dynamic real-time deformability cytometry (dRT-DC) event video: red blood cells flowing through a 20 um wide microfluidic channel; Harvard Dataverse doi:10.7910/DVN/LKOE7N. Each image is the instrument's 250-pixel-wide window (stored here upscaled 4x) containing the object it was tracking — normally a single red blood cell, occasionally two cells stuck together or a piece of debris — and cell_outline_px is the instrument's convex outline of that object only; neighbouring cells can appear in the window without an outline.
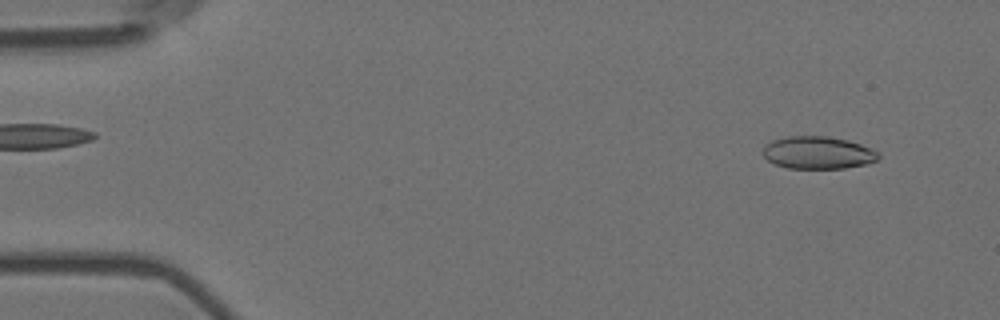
{"species": "Egyptian fruit bat (a non-hibernating species)", "species_latin": "Rousettus aegyptiacus", "temperature_condition": "room temperature", "stored_images_in_passage": 4, "camera_frame_rate_fps": 3000, "um_per_image_px": 0.085, "animal": {"sex": "female"}, "frame": {"image": 1, "passage_image": 1, "time_ms": 0.0, "image_size_px": [1000, 320], "cell_outline_px": [[880, 156], [876, 160], [864, 164], [844, 168], [788, 168], [776, 164], [768, 160], [764, 156], [764, 144], [772, 140], [788, 136], [828, 136], [848, 140], [872, 148], [880, 152]], "centroid_in_image_um": [69.53, 12.96], "position_along_channel_um": 15.5, "area_um2": 21.85}}